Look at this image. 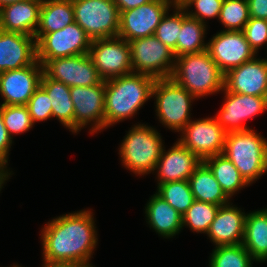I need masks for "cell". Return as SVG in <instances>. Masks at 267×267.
Listing matches in <instances>:
<instances>
[{
	"label": "cell",
	"mask_w": 267,
	"mask_h": 267,
	"mask_svg": "<svg viewBox=\"0 0 267 267\" xmlns=\"http://www.w3.org/2000/svg\"><path fill=\"white\" fill-rule=\"evenodd\" d=\"M206 26L203 22L189 17L182 7L181 30L177 37L176 49L173 51L175 58L207 50V43L204 41Z\"/></svg>",
	"instance_id": "cell-28"
},
{
	"label": "cell",
	"mask_w": 267,
	"mask_h": 267,
	"mask_svg": "<svg viewBox=\"0 0 267 267\" xmlns=\"http://www.w3.org/2000/svg\"><path fill=\"white\" fill-rule=\"evenodd\" d=\"M152 98L159 122L168 129L181 132L191 121V103L196 98L171 77L155 80Z\"/></svg>",
	"instance_id": "cell-6"
},
{
	"label": "cell",
	"mask_w": 267,
	"mask_h": 267,
	"mask_svg": "<svg viewBox=\"0 0 267 267\" xmlns=\"http://www.w3.org/2000/svg\"><path fill=\"white\" fill-rule=\"evenodd\" d=\"M43 71L50 79L69 87L93 86L104 81L88 54L49 60Z\"/></svg>",
	"instance_id": "cell-16"
},
{
	"label": "cell",
	"mask_w": 267,
	"mask_h": 267,
	"mask_svg": "<svg viewBox=\"0 0 267 267\" xmlns=\"http://www.w3.org/2000/svg\"><path fill=\"white\" fill-rule=\"evenodd\" d=\"M223 92L224 104L215 118L227 133L250 130L244 121L267 110L266 97L228 92L225 88Z\"/></svg>",
	"instance_id": "cell-15"
},
{
	"label": "cell",
	"mask_w": 267,
	"mask_h": 267,
	"mask_svg": "<svg viewBox=\"0 0 267 267\" xmlns=\"http://www.w3.org/2000/svg\"><path fill=\"white\" fill-rule=\"evenodd\" d=\"M250 19L247 0H224L219 21L225 31H242Z\"/></svg>",
	"instance_id": "cell-33"
},
{
	"label": "cell",
	"mask_w": 267,
	"mask_h": 267,
	"mask_svg": "<svg viewBox=\"0 0 267 267\" xmlns=\"http://www.w3.org/2000/svg\"><path fill=\"white\" fill-rule=\"evenodd\" d=\"M224 77L225 74L207 50L175 58L171 75L175 82L196 99L223 91Z\"/></svg>",
	"instance_id": "cell-3"
},
{
	"label": "cell",
	"mask_w": 267,
	"mask_h": 267,
	"mask_svg": "<svg viewBox=\"0 0 267 267\" xmlns=\"http://www.w3.org/2000/svg\"><path fill=\"white\" fill-rule=\"evenodd\" d=\"M91 39L73 22L56 32L46 33L36 41L37 60L44 66L49 60L88 54Z\"/></svg>",
	"instance_id": "cell-10"
},
{
	"label": "cell",
	"mask_w": 267,
	"mask_h": 267,
	"mask_svg": "<svg viewBox=\"0 0 267 267\" xmlns=\"http://www.w3.org/2000/svg\"><path fill=\"white\" fill-rule=\"evenodd\" d=\"M173 15L168 11L162 18L155 31V37L172 51L176 49L177 37L182 25V6L176 2L173 6Z\"/></svg>",
	"instance_id": "cell-35"
},
{
	"label": "cell",
	"mask_w": 267,
	"mask_h": 267,
	"mask_svg": "<svg viewBox=\"0 0 267 267\" xmlns=\"http://www.w3.org/2000/svg\"><path fill=\"white\" fill-rule=\"evenodd\" d=\"M222 154L249 186L267 172V140L253 129L227 133Z\"/></svg>",
	"instance_id": "cell-4"
},
{
	"label": "cell",
	"mask_w": 267,
	"mask_h": 267,
	"mask_svg": "<svg viewBox=\"0 0 267 267\" xmlns=\"http://www.w3.org/2000/svg\"><path fill=\"white\" fill-rule=\"evenodd\" d=\"M207 51L224 74L257 56L243 31L224 29L210 38L207 42Z\"/></svg>",
	"instance_id": "cell-14"
},
{
	"label": "cell",
	"mask_w": 267,
	"mask_h": 267,
	"mask_svg": "<svg viewBox=\"0 0 267 267\" xmlns=\"http://www.w3.org/2000/svg\"><path fill=\"white\" fill-rule=\"evenodd\" d=\"M156 193L181 215L188 210L195 200L188 180L159 184Z\"/></svg>",
	"instance_id": "cell-32"
},
{
	"label": "cell",
	"mask_w": 267,
	"mask_h": 267,
	"mask_svg": "<svg viewBox=\"0 0 267 267\" xmlns=\"http://www.w3.org/2000/svg\"><path fill=\"white\" fill-rule=\"evenodd\" d=\"M219 207L211 203L194 200L182 215V227L188 226L193 232L207 234Z\"/></svg>",
	"instance_id": "cell-31"
},
{
	"label": "cell",
	"mask_w": 267,
	"mask_h": 267,
	"mask_svg": "<svg viewBox=\"0 0 267 267\" xmlns=\"http://www.w3.org/2000/svg\"><path fill=\"white\" fill-rule=\"evenodd\" d=\"M50 101L46 91L39 86L26 104L34 124L52 118V103Z\"/></svg>",
	"instance_id": "cell-37"
},
{
	"label": "cell",
	"mask_w": 267,
	"mask_h": 267,
	"mask_svg": "<svg viewBox=\"0 0 267 267\" xmlns=\"http://www.w3.org/2000/svg\"><path fill=\"white\" fill-rule=\"evenodd\" d=\"M203 162L212 171L222 190L230 199L242 188L249 185L225 155L210 156L204 159Z\"/></svg>",
	"instance_id": "cell-29"
},
{
	"label": "cell",
	"mask_w": 267,
	"mask_h": 267,
	"mask_svg": "<svg viewBox=\"0 0 267 267\" xmlns=\"http://www.w3.org/2000/svg\"><path fill=\"white\" fill-rule=\"evenodd\" d=\"M88 55L104 81L133 72L130 44L121 37L92 40Z\"/></svg>",
	"instance_id": "cell-9"
},
{
	"label": "cell",
	"mask_w": 267,
	"mask_h": 267,
	"mask_svg": "<svg viewBox=\"0 0 267 267\" xmlns=\"http://www.w3.org/2000/svg\"><path fill=\"white\" fill-rule=\"evenodd\" d=\"M153 77L130 73L105 81V128L130 119L152 98Z\"/></svg>",
	"instance_id": "cell-2"
},
{
	"label": "cell",
	"mask_w": 267,
	"mask_h": 267,
	"mask_svg": "<svg viewBox=\"0 0 267 267\" xmlns=\"http://www.w3.org/2000/svg\"><path fill=\"white\" fill-rule=\"evenodd\" d=\"M181 133L178 142L202 161L223 153L227 132L214 116L196 121L191 119Z\"/></svg>",
	"instance_id": "cell-13"
},
{
	"label": "cell",
	"mask_w": 267,
	"mask_h": 267,
	"mask_svg": "<svg viewBox=\"0 0 267 267\" xmlns=\"http://www.w3.org/2000/svg\"><path fill=\"white\" fill-rule=\"evenodd\" d=\"M74 21L72 0H43L39 25L35 33L36 41L44 34L56 32Z\"/></svg>",
	"instance_id": "cell-26"
},
{
	"label": "cell",
	"mask_w": 267,
	"mask_h": 267,
	"mask_svg": "<svg viewBox=\"0 0 267 267\" xmlns=\"http://www.w3.org/2000/svg\"><path fill=\"white\" fill-rule=\"evenodd\" d=\"M242 245L257 262L267 261V208L246 215Z\"/></svg>",
	"instance_id": "cell-24"
},
{
	"label": "cell",
	"mask_w": 267,
	"mask_h": 267,
	"mask_svg": "<svg viewBox=\"0 0 267 267\" xmlns=\"http://www.w3.org/2000/svg\"><path fill=\"white\" fill-rule=\"evenodd\" d=\"M74 21L91 40L118 36L120 12L113 0H72Z\"/></svg>",
	"instance_id": "cell-7"
},
{
	"label": "cell",
	"mask_w": 267,
	"mask_h": 267,
	"mask_svg": "<svg viewBox=\"0 0 267 267\" xmlns=\"http://www.w3.org/2000/svg\"><path fill=\"white\" fill-rule=\"evenodd\" d=\"M224 88L228 92L267 98V58L255 56L229 70L224 77Z\"/></svg>",
	"instance_id": "cell-18"
},
{
	"label": "cell",
	"mask_w": 267,
	"mask_h": 267,
	"mask_svg": "<svg viewBox=\"0 0 267 267\" xmlns=\"http://www.w3.org/2000/svg\"><path fill=\"white\" fill-rule=\"evenodd\" d=\"M246 213L232 203L221 205L207 236L216 246L242 244Z\"/></svg>",
	"instance_id": "cell-21"
},
{
	"label": "cell",
	"mask_w": 267,
	"mask_h": 267,
	"mask_svg": "<svg viewBox=\"0 0 267 267\" xmlns=\"http://www.w3.org/2000/svg\"><path fill=\"white\" fill-rule=\"evenodd\" d=\"M40 86L46 91L52 103V118L74 133V105L71 100L70 87L62 82L50 79L43 73Z\"/></svg>",
	"instance_id": "cell-25"
},
{
	"label": "cell",
	"mask_w": 267,
	"mask_h": 267,
	"mask_svg": "<svg viewBox=\"0 0 267 267\" xmlns=\"http://www.w3.org/2000/svg\"><path fill=\"white\" fill-rule=\"evenodd\" d=\"M57 267H93L92 264L87 262H79V263H72V264H65Z\"/></svg>",
	"instance_id": "cell-42"
},
{
	"label": "cell",
	"mask_w": 267,
	"mask_h": 267,
	"mask_svg": "<svg viewBox=\"0 0 267 267\" xmlns=\"http://www.w3.org/2000/svg\"><path fill=\"white\" fill-rule=\"evenodd\" d=\"M43 65L37 60L21 69L0 73V105H26L39 88L43 75Z\"/></svg>",
	"instance_id": "cell-17"
},
{
	"label": "cell",
	"mask_w": 267,
	"mask_h": 267,
	"mask_svg": "<svg viewBox=\"0 0 267 267\" xmlns=\"http://www.w3.org/2000/svg\"><path fill=\"white\" fill-rule=\"evenodd\" d=\"M223 1L224 0H179L178 3L186 10L189 17L206 24V18L209 20V18L218 17L219 19ZM193 5L195 11H190Z\"/></svg>",
	"instance_id": "cell-36"
},
{
	"label": "cell",
	"mask_w": 267,
	"mask_h": 267,
	"mask_svg": "<svg viewBox=\"0 0 267 267\" xmlns=\"http://www.w3.org/2000/svg\"><path fill=\"white\" fill-rule=\"evenodd\" d=\"M43 0H25L0 9V29L35 36Z\"/></svg>",
	"instance_id": "cell-22"
},
{
	"label": "cell",
	"mask_w": 267,
	"mask_h": 267,
	"mask_svg": "<svg viewBox=\"0 0 267 267\" xmlns=\"http://www.w3.org/2000/svg\"><path fill=\"white\" fill-rule=\"evenodd\" d=\"M247 3L250 17L267 20V0H247Z\"/></svg>",
	"instance_id": "cell-40"
},
{
	"label": "cell",
	"mask_w": 267,
	"mask_h": 267,
	"mask_svg": "<svg viewBox=\"0 0 267 267\" xmlns=\"http://www.w3.org/2000/svg\"><path fill=\"white\" fill-rule=\"evenodd\" d=\"M74 105V134L91 124L90 134L105 129V81L93 86L70 87Z\"/></svg>",
	"instance_id": "cell-11"
},
{
	"label": "cell",
	"mask_w": 267,
	"mask_h": 267,
	"mask_svg": "<svg viewBox=\"0 0 267 267\" xmlns=\"http://www.w3.org/2000/svg\"><path fill=\"white\" fill-rule=\"evenodd\" d=\"M134 73L145 74L154 79L172 75L175 56L155 35L129 41Z\"/></svg>",
	"instance_id": "cell-8"
},
{
	"label": "cell",
	"mask_w": 267,
	"mask_h": 267,
	"mask_svg": "<svg viewBox=\"0 0 267 267\" xmlns=\"http://www.w3.org/2000/svg\"><path fill=\"white\" fill-rule=\"evenodd\" d=\"M243 33L250 47L256 52L267 44V20L250 17L243 28ZM267 47V46H266Z\"/></svg>",
	"instance_id": "cell-38"
},
{
	"label": "cell",
	"mask_w": 267,
	"mask_h": 267,
	"mask_svg": "<svg viewBox=\"0 0 267 267\" xmlns=\"http://www.w3.org/2000/svg\"><path fill=\"white\" fill-rule=\"evenodd\" d=\"M22 1H25V0H0V9L5 6L11 5L17 2H22Z\"/></svg>",
	"instance_id": "cell-44"
},
{
	"label": "cell",
	"mask_w": 267,
	"mask_h": 267,
	"mask_svg": "<svg viewBox=\"0 0 267 267\" xmlns=\"http://www.w3.org/2000/svg\"><path fill=\"white\" fill-rule=\"evenodd\" d=\"M36 61L35 37L0 29V73L21 69Z\"/></svg>",
	"instance_id": "cell-19"
},
{
	"label": "cell",
	"mask_w": 267,
	"mask_h": 267,
	"mask_svg": "<svg viewBox=\"0 0 267 267\" xmlns=\"http://www.w3.org/2000/svg\"><path fill=\"white\" fill-rule=\"evenodd\" d=\"M160 133L145 124L130 128L119 146L123 166L136 175L150 174L155 171L164 147Z\"/></svg>",
	"instance_id": "cell-5"
},
{
	"label": "cell",
	"mask_w": 267,
	"mask_h": 267,
	"mask_svg": "<svg viewBox=\"0 0 267 267\" xmlns=\"http://www.w3.org/2000/svg\"><path fill=\"white\" fill-rule=\"evenodd\" d=\"M146 222L159 236L173 238L182 229V215L157 193L145 206Z\"/></svg>",
	"instance_id": "cell-23"
},
{
	"label": "cell",
	"mask_w": 267,
	"mask_h": 267,
	"mask_svg": "<svg viewBox=\"0 0 267 267\" xmlns=\"http://www.w3.org/2000/svg\"><path fill=\"white\" fill-rule=\"evenodd\" d=\"M194 199L214 205H225L230 198L222 190L212 171L202 161L188 179Z\"/></svg>",
	"instance_id": "cell-27"
},
{
	"label": "cell",
	"mask_w": 267,
	"mask_h": 267,
	"mask_svg": "<svg viewBox=\"0 0 267 267\" xmlns=\"http://www.w3.org/2000/svg\"><path fill=\"white\" fill-rule=\"evenodd\" d=\"M93 212L80 210L50 220L41 231L42 267L90 262L98 238Z\"/></svg>",
	"instance_id": "cell-1"
},
{
	"label": "cell",
	"mask_w": 267,
	"mask_h": 267,
	"mask_svg": "<svg viewBox=\"0 0 267 267\" xmlns=\"http://www.w3.org/2000/svg\"><path fill=\"white\" fill-rule=\"evenodd\" d=\"M175 0H152L137 8L120 12L118 37L126 41L155 34L157 26Z\"/></svg>",
	"instance_id": "cell-12"
},
{
	"label": "cell",
	"mask_w": 267,
	"mask_h": 267,
	"mask_svg": "<svg viewBox=\"0 0 267 267\" xmlns=\"http://www.w3.org/2000/svg\"><path fill=\"white\" fill-rule=\"evenodd\" d=\"M113 1L115 5L118 7L119 12H122V11H127L130 9L137 8L152 0H113Z\"/></svg>",
	"instance_id": "cell-41"
},
{
	"label": "cell",
	"mask_w": 267,
	"mask_h": 267,
	"mask_svg": "<svg viewBox=\"0 0 267 267\" xmlns=\"http://www.w3.org/2000/svg\"><path fill=\"white\" fill-rule=\"evenodd\" d=\"M3 123L9 136L29 131L34 125L26 105H0Z\"/></svg>",
	"instance_id": "cell-34"
},
{
	"label": "cell",
	"mask_w": 267,
	"mask_h": 267,
	"mask_svg": "<svg viewBox=\"0 0 267 267\" xmlns=\"http://www.w3.org/2000/svg\"><path fill=\"white\" fill-rule=\"evenodd\" d=\"M12 142L13 140L7 132L0 111V170L2 172H12L7 169L9 150L11 148Z\"/></svg>",
	"instance_id": "cell-39"
},
{
	"label": "cell",
	"mask_w": 267,
	"mask_h": 267,
	"mask_svg": "<svg viewBox=\"0 0 267 267\" xmlns=\"http://www.w3.org/2000/svg\"><path fill=\"white\" fill-rule=\"evenodd\" d=\"M209 259V267H252L256 262L242 244L216 246Z\"/></svg>",
	"instance_id": "cell-30"
},
{
	"label": "cell",
	"mask_w": 267,
	"mask_h": 267,
	"mask_svg": "<svg viewBox=\"0 0 267 267\" xmlns=\"http://www.w3.org/2000/svg\"><path fill=\"white\" fill-rule=\"evenodd\" d=\"M202 160L178 141L166 151L164 148L156 164L158 185L188 180Z\"/></svg>",
	"instance_id": "cell-20"
},
{
	"label": "cell",
	"mask_w": 267,
	"mask_h": 267,
	"mask_svg": "<svg viewBox=\"0 0 267 267\" xmlns=\"http://www.w3.org/2000/svg\"><path fill=\"white\" fill-rule=\"evenodd\" d=\"M12 175L11 172H2L0 174V191L5 183L6 180H8L10 178V176Z\"/></svg>",
	"instance_id": "cell-43"
}]
</instances>
